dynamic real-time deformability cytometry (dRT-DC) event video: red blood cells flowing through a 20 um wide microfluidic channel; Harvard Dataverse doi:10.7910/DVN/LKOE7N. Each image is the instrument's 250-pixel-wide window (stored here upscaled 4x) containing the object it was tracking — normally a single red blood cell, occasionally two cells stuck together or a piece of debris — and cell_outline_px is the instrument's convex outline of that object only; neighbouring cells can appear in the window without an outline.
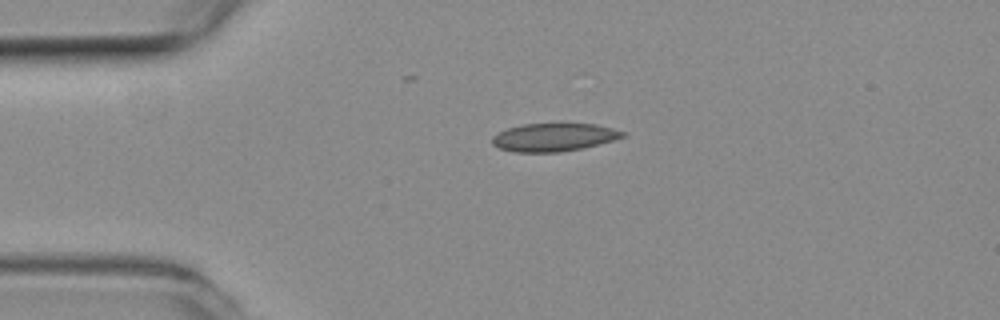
{"species": "common noctule bat (a hibernating species)", "species_latin": "Nyctalus noctula", "temperature_condition": "room temperature", "stored_images_in_passage": 27, "camera_frame_rate_fps": 3000, "um_per_image_px": 0.085, "animal": {"sex": "female", "body_mass_g": 19.3, "forearm_length_mm": 54.1}, "frame": {"image": 1, "passage_image": 1, "time_ms": 0.0, "image_size_px": [1000, 320], "cell_outline_px": [[628, 136], [616, 140], [584, 148], [560, 152], [512, 152], [500, 148], [492, 144], [492, 136], [508, 128], [524, 124], [596, 124], [612, 128], [624, 132]], "centroid_in_image_um": [47.12, 11.68], "position_along_channel_um": 37.9, "area_um2": 21.39}}
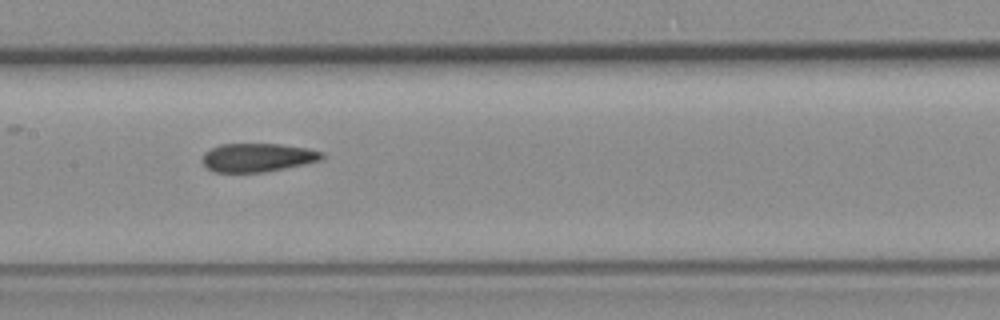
{"frame": {"image": 2, "passage_image": 15, "time_ms": 4.667, "image_size_px": [1000, 320], "cell_outline_px": [[324, 156], [320, 160], [304, 164], [264, 172], [212, 172], [204, 164], [204, 152], [220, 144], [280, 144], [304, 148], [324, 152]], "centroid_in_image_um": [21.89, 13.39], "position_along_channel_um": 185.5, "area_um2": 19.65}}
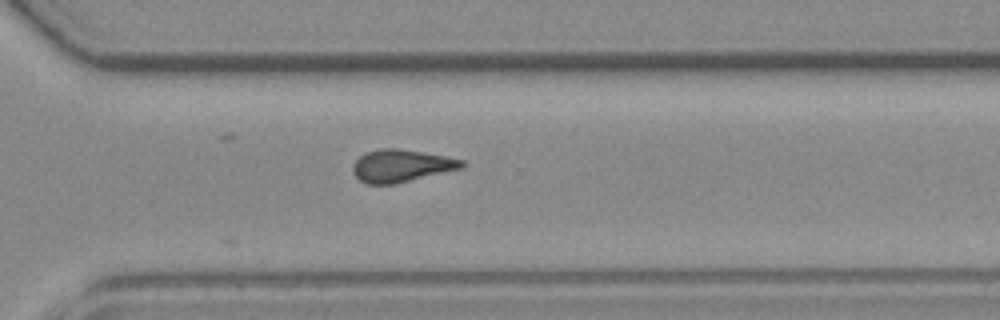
{"frame": {"image": 3, "passage_image": 27, "time_ms": 8.667, "image_size_px": [1000, 320], "cell_outline_px": [[464, 168], [392, 184], [364, 184], [352, 172], [352, 164], [360, 156], [368, 152], [380, 148], [396, 148], [444, 156], [464, 160]], "centroid_in_image_um": [34.08, 14.09], "position_along_channel_um": 336.5, "area_um2": 20.4}}